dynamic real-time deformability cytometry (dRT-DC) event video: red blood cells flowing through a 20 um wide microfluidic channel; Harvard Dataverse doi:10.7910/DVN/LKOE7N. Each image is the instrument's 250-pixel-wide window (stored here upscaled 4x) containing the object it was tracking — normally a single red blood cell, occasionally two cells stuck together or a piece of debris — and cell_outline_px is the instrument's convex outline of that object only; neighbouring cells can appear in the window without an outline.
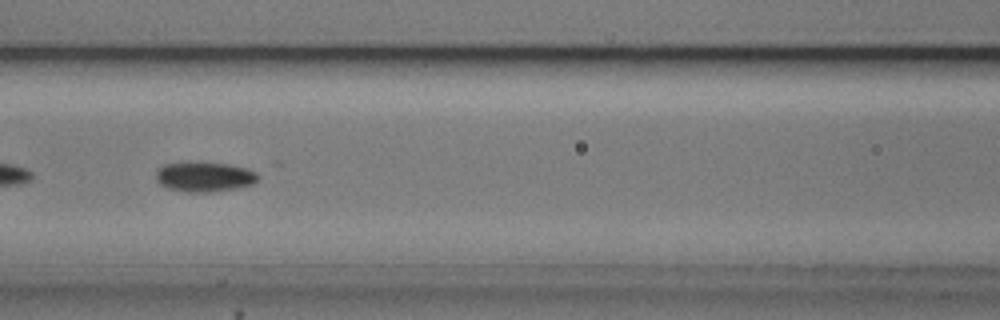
{"species": "common noctule bat (a hibernating species)", "species_latin": "Nyctalus noctula", "temperature_condition": "cold", "stored_images_in_passage": 4, "camera_frame_rate_fps": 3000, "um_per_image_px": 0.085, "animal": {"sex": "male", "body_mass_g": 20.5, "forearm_length_mm": 52.5}, "frame": {"image": 1, "passage_image": 3, "time_ms": 2.333, "image_size_px": [1000, 320], "cell_outline_px": [[260, 176], [252, 184], [212, 192], [184, 192], [168, 188], [160, 184], [156, 180], [156, 168], [164, 164], [184, 160], [196, 160], [232, 164], [248, 168], [256, 172]], "centroid_in_image_um": [17.32, 14.97], "position_along_channel_um": 149.3, "area_um2": 18.5}}
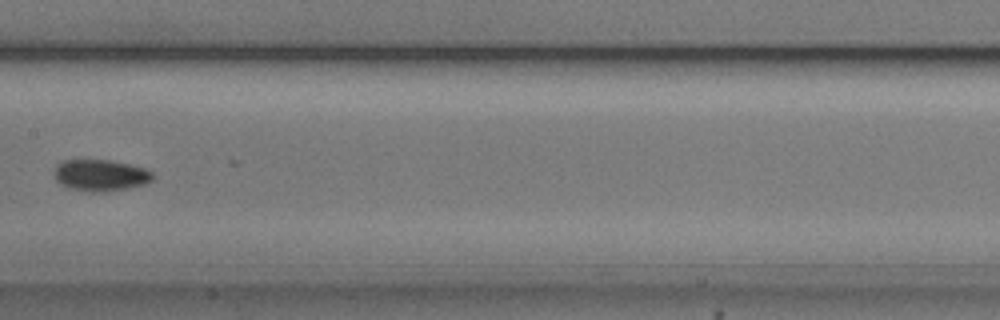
{"frame": {"image": 2, "passage_image": 4, "time_ms": 3.667, "image_size_px": [1000, 320], "cell_outline_px": [[156, 176], [152, 180], [144, 184], [128, 188], [68, 188], [60, 184], [56, 180], [56, 164], [64, 160], [108, 160], [128, 164], [144, 168], [152, 172]], "centroid_in_image_um": [8.57, 14.83], "position_along_channel_um": 198.8, "area_um2": 16.99}}